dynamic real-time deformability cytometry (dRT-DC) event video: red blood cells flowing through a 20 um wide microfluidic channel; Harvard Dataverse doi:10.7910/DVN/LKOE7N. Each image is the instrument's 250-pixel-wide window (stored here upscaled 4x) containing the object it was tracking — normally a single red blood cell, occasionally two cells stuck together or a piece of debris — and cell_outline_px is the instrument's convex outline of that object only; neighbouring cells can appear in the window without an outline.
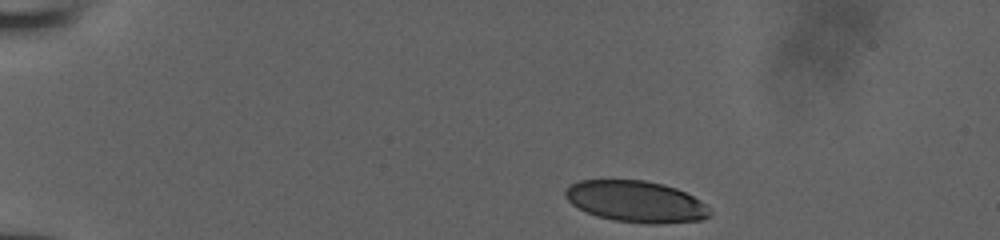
{"species": "human", "species_latin": "Homo sapiens", "temperature_condition": "room temperature", "stored_images_in_passage": 22, "camera_frame_rate_fps": 3000, "um_per_image_px": 0.085, "donor": {"sex": "male"}, "frame": {"image": 1, "passage_image": 1, "time_ms": 0.0, "image_size_px": [1000, 240], "cell_outline_px": [[712, 216], [700, 220], [656, 224], [648, 224], [612, 220], [596, 216], [572, 204], [564, 196], [564, 192], [572, 184], [580, 180], [644, 180], [664, 184], [676, 188], [700, 200], [712, 212]], "centroid_in_image_um": [54.07, 17.13], "position_along_channel_um": 30.9, "area_um2": 34.8}}
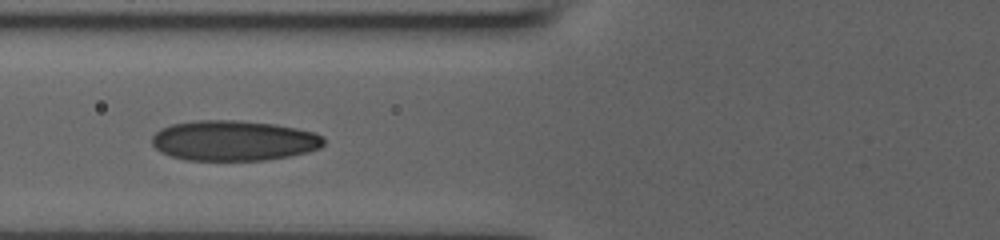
{"frame": {"image": 2, "passage_image": 13, "time_ms": 4.0, "image_size_px": [1000, 240], "cell_outline_px": [[324, 144], [320, 148], [308, 152], [288, 156], [264, 160], [184, 160], [160, 152], [152, 144], [152, 136], [160, 128], [172, 124], [196, 120], [236, 120], [276, 124], [296, 128], [312, 132], [324, 136]], "centroid_in_image_um": [19.86, 11.95], "position_along_channel_um": 105.9, "area_um2": 40.46}}
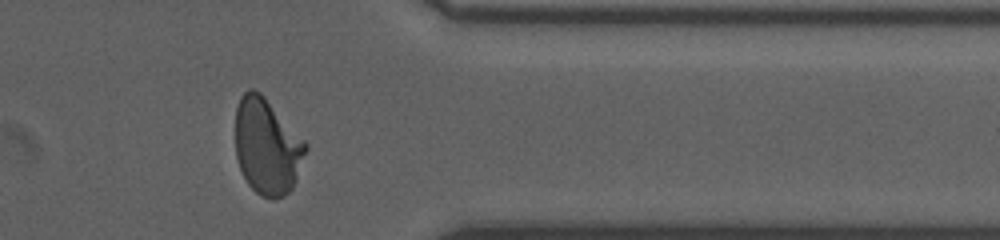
{"frame": {"image": 3, "passage_image": 22, "time_ms": 7.0, "image_size_px": [1000, 240], "cell_outline_px": [[308, 148], [296, 180], [292, 188], [284, 196], [272, 200], [260, 196], [248, 184], [240, 168], [236, 156], [236, 108], [240, 96], [248, 88], [252, 88], [260, 92], [264, 96], [308, 144]], "centroid_in_image_um": [22.7, 12.45], "position_along_channel_um": 388.7, "area_um2": 39.42}}